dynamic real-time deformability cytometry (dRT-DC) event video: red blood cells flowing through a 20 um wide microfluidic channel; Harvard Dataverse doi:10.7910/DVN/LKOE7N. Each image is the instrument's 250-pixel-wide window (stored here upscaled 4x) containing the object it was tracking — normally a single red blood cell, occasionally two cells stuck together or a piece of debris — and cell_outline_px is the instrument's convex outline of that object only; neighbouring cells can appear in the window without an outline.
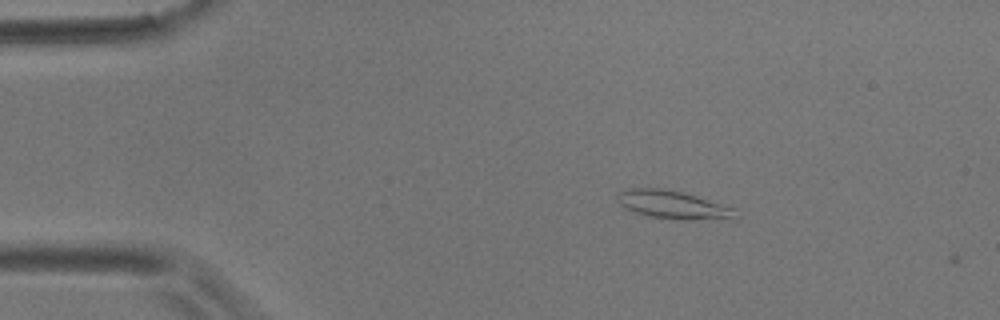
{"species": "common noctule bat (a hibernating species)", "species_latin": "Nyctalus noctula", "temperature_condition": "room temperature", "stored_images_in_passage": 2, "camera_frame_rate_fps": 3000, "um_per_image_px": 0.085, "animal": {"sex": "male", "body_mass_g": 17.9}, "frame": {"image": 1, "passage_image": 1, "time_ms": 0.0, "image_size_px": [1000, 320], "cell_outline_px": [[736, 220], [676, 220], [648, 216], [632, 212], [624, 208], [616, 200], [616, 192], [628, 188], [660, 188], [680, 192], [696, 196], [736, 208]], "centroid_in_image_um": [57.21, 17.43], "position_along_channel_um": 27.8, "area_um2": 19.94}}